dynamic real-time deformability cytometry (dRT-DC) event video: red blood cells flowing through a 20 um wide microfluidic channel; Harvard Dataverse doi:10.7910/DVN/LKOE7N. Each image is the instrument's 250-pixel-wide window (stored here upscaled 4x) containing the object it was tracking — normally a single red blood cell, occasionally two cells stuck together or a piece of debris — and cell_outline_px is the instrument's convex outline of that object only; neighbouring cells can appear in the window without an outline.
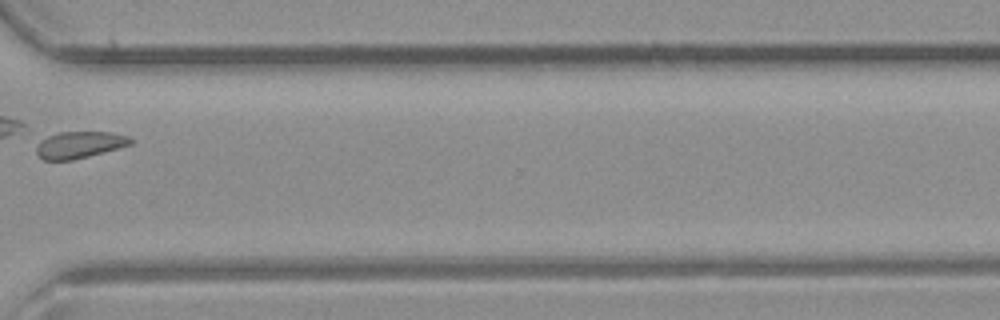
{"species": "common noctule bat (a hibernating species)", "species_latin": "Nyctalus noctula", "temperature_condition": "room temperature", "stored_images_in_passage": 22, "camera_frame_rate_fps": 3000, "um_per_image_px": 0.085, "animal": {"sex": "male", "body_mass_g": 23.1, "forearm_length_mm": 52.7}, "frame": {"image": 1, "passage_image": 16, "time_ms": 5.0, "image_size_px": [1000, 320], "cell_outline_px": [[136, 140], [132, 144], [104, 152], [72, 160], [44, 160], [36, 152], [36, 136], [60, 132], [112, 132], [128, 136]], "centroid_in_image_um": [6.68, 12.28], "position_along_channel_um": 363.9, "area_um2": 15.2}}